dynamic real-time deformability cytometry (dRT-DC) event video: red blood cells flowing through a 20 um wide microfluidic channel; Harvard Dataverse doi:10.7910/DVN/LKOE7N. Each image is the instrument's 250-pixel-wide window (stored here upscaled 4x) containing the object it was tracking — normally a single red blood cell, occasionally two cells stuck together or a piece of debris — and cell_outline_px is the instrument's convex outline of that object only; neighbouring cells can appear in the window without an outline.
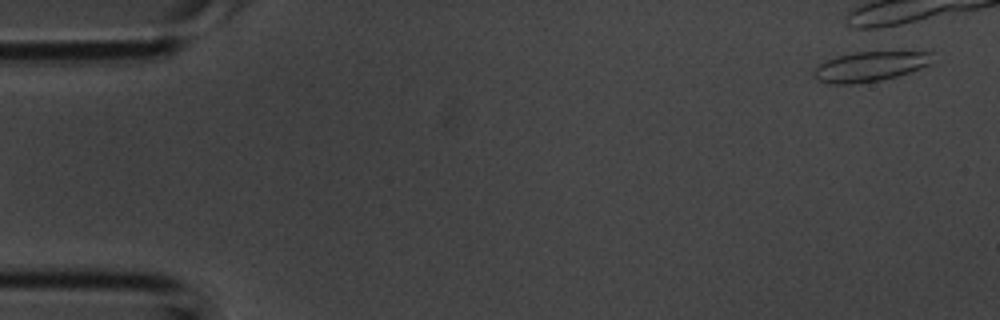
{"species": "common noctule bat (a hibernating species)", "species_latin": "Nyctalus noctula", "temperature_condition": "room temperature", "stored_images_in_passage": 4, "camera_frame_rate_fps": 3000, "um_per_image_px": 0.085, "animal": {"sex": "male", "body_mass_g": 20.1, "forearm_length_mm": 53.5}, "frame": {"image": 1, "passage_image": 2, "time_ms": 0.333, "image_size_px": [1000, 320], "cell_outline_px": [[932, 52], [928, 64], [920, 68], [896, 76], [880, 80], [852, 84], [828, 84], [816, 80], [812, 76], [812, 72], [820, 64], [836, 56], [852, 52]], "centroid_in_image_um": [73.84, 5.66], "position_along_channel_um": 11.2, "area_um2": 20.35}}